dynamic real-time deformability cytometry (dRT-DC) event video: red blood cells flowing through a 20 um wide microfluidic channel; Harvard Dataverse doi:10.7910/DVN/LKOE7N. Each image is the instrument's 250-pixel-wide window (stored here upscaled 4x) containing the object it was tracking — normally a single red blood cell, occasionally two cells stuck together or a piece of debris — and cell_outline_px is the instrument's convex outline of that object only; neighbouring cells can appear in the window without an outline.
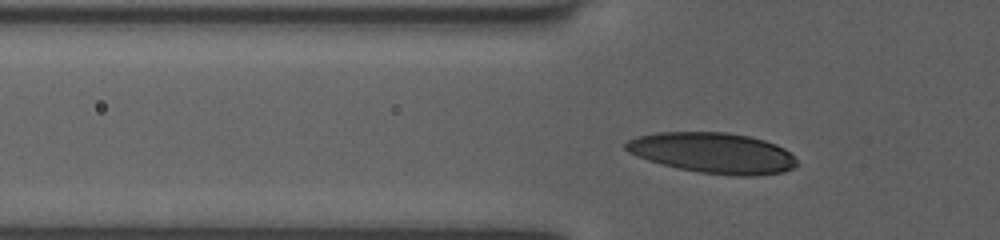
{"species": "human", "species_latin": "Homo sapiens", "temperature_condition": "room temperature", "stored_images_in_passage": 41, "camera_frame_rate_fps": 3000, "um_per_image_px": 0.085, "donor": {"sex": "female"}, "frame": {"image": 1, "passage_image": 11, "time_ms": 3.333, "image_size_px": [1000, 240], "cell_outline_px": [[796, 164], [792, 168], [784, 172], [756, 176], [732, 176], [700, 172], [680, 168], [648, 160], [636, 156], [628, 152], [624, 148], [624, 144], [628, 140], [636, 136], [660, 132], [728, 132], [748, 136], [764, 140], [776, 144], [784, 148], [796, 160]], "centroid_in_image_um": [60.59, 12.99], "position_along_channel_um": 65.2, "area_um2": 40.4}}
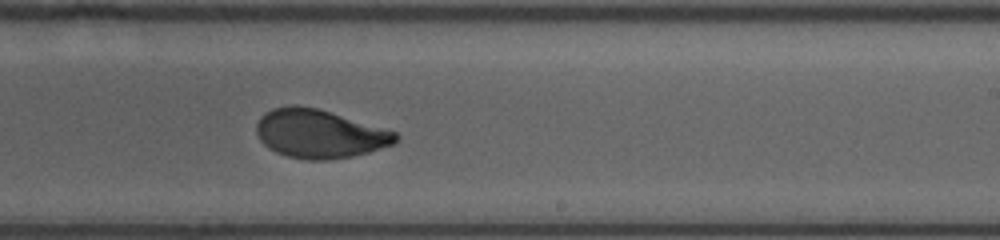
{"frame": {"image": 2, "passage_image": 26, "time_ms": 8.333, "image_size_px": [1000, 240], "cell_outline_px": [[400, 136], [396, 144], [368, 152], [352, 156], [324, 160], [308, 160], [288, 156], [276, 152], [268, 148], [260, 140], [256, 132], [256, 124], [260, 116], [264, 112], [272, 108], [292, 104], [296, 104], [316, 108], [396, 132]], "centroid_in_image_um": [27.13, 11.37], "position_along_channel_um": 261.9, "area_um2": 39.36}}
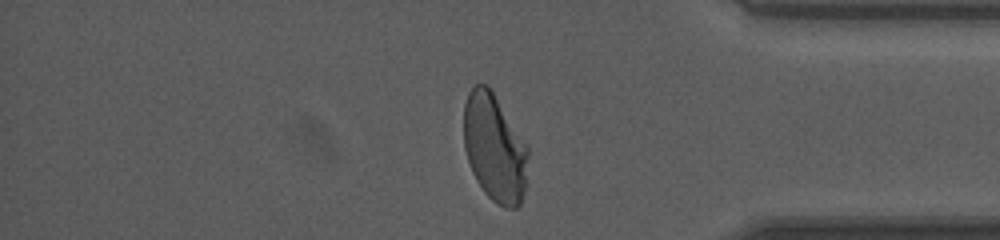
{"frame": {"image": 3, "passage_image": 37, "time_ms": 12.0, "image_size_px": [1000, 240], "cell_outline_px": [[528, 156], [524, 192], [520, 204], [516, 208], [508, 208], [496, 204], [484, 192], [476, 180], [472, 172], [464, 148], [464, 104], [468, 92], [476, 84], [488, 84], [528, 148]], "centroid_in_image_um": [42.02, 12.58], "position_along_channel_um": 393.2, "area_um2": 40.11}}